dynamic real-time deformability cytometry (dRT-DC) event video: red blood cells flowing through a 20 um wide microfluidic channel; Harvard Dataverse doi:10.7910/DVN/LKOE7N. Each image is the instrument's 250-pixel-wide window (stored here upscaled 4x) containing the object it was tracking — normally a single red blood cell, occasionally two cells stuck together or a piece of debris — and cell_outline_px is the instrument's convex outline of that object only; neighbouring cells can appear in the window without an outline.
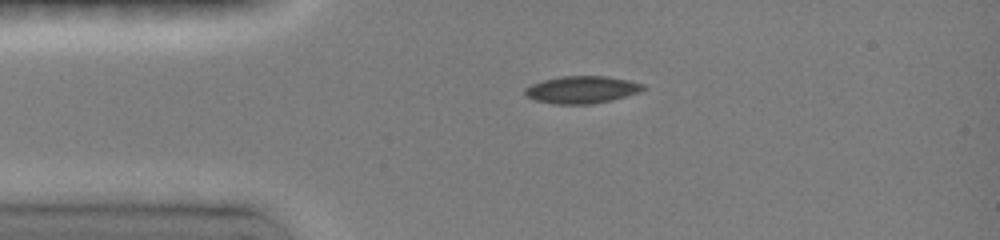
{"species": "common noctule bat (a hibernating species)", "species_latin": "Nyctalus noctula", "temperature_condition": "room temperature", "stored_images_in_passage": 51, "camera_frame_rate_fps": 3000, "um_per_image_px": 0.085, "animal": {"sex": "female", "body_mass_g": 19.0, "forearm_length_mm": 51.5}, "frame": {"image": 1, "passage_image": 1, "time_ms": 0.0, "image_size_px": [1000, 240], "cell_outline_px": [[648, 88], [640, 92], [612, 100], [592, 104], [552, 104], [532, 100], [524, 96], [524, 88], [532, 84], [544, 80], [560, 76], [604, 76], [628, 80], [644, 84]], "centroid_in_image_um": [49.43, 7.63], "position_along_channel_um": 35.6, "area_um2": 19.07}}
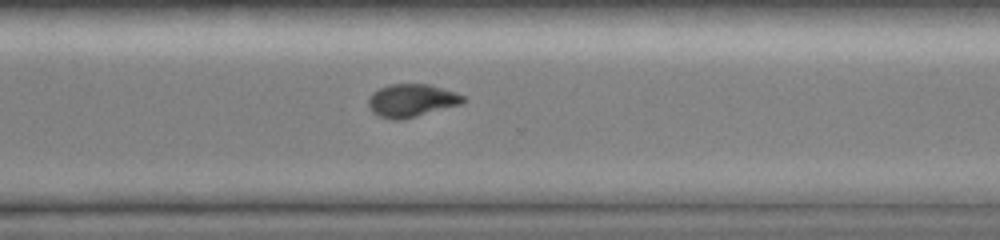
{"frame": {"image": 2, "passage_image": 33, "time_ms": 8.0, "image_size_px": [1000, 240], "cell_outline_px": [[464, 104], [404, 120], [392, 120], [380, 116], [372, 112], [368, 104], [368, 100], [372, 92], [380, 88], [392, 84], [428, 84], [456, 92], [464, 96]], "centroid_in_image_um": [35.01, 8.56], "position_along_channel_um": 335.6, "area_um2": 18.38}}
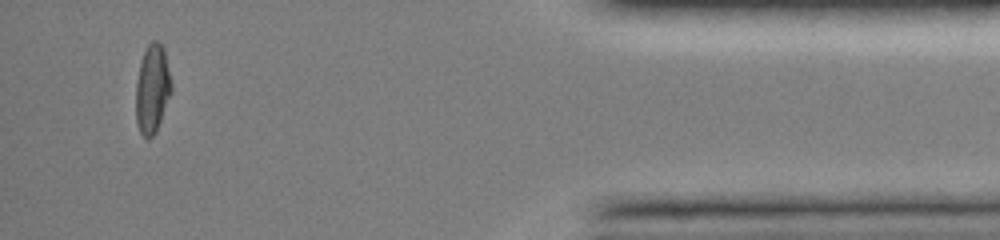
{"frame": {"image": 3, "passage_image": 47, "time_ms": 11.333, "image_size_px": [1000, 240], "cell_outline_px": [[172, 92], [156, 132], [148, 140], [144, 140], [136, 124], [136, 84], [140, 60], [148, 44], [152, 40], [156, 40], [164, 48], [172, 84]], "centroid_in_image_um": [12.94, 7.59], "position_along_channel_um": 422.3, "area_um2": 18.67}, "authors_computed_cell_mechanics": {"area_um2": 18.6116, "velocity_mm_per_s": 4.0651, "shape_relaxation_time_tau1_ms": 6.1143, "shape_relaxation_time_tau2_ms": 3.2004, "deformation_change_tau1": 0.2084, "deformation_change_tau2": 0.0665}}